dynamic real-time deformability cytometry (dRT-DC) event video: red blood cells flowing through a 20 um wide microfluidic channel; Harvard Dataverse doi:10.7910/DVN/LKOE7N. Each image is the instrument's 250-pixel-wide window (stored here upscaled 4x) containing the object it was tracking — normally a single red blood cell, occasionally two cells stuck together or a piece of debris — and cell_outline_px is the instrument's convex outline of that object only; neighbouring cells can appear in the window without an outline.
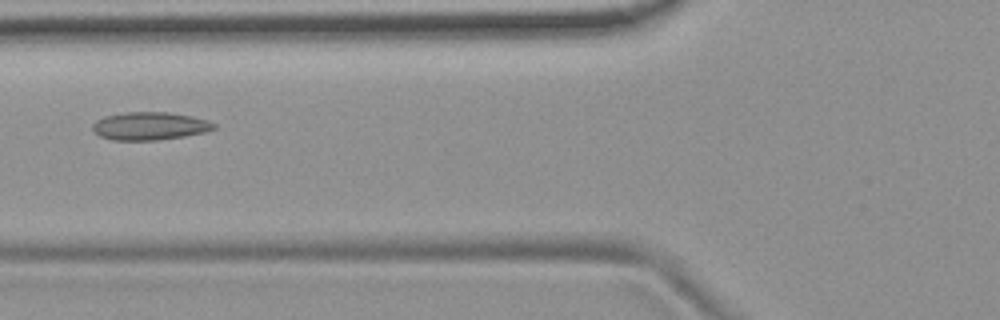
{"species": "common noctule bat (a hibernating species)", "species_latin": "Nyctalus noctula", "temperature_condition": "room temperature", "stored_images_in_passage": 9, "camera_frame_rate_fps": 3000, "um_per_image_px": 0.085, "animal": {"sex": "female", "body_mass_g": 19.9}, "frame": {"image": 1, "passage_image": 6, "time_ms": 6.667, "image_size_px": [1000, 320], "cell_outline_px": [[216, 128], [204, 132], [184, 136], [156, 140], [112, 140], [100, 136], [92, 128], [92, 124], [96, 120], [104, 116], [124, 112], [172, 112], [192, 116], [208, 120], [216, 124]], "centroid_in_image_um": [12.73, 10.7], "position_along_channel_um": 113.1, "area_um2": 19.83}}
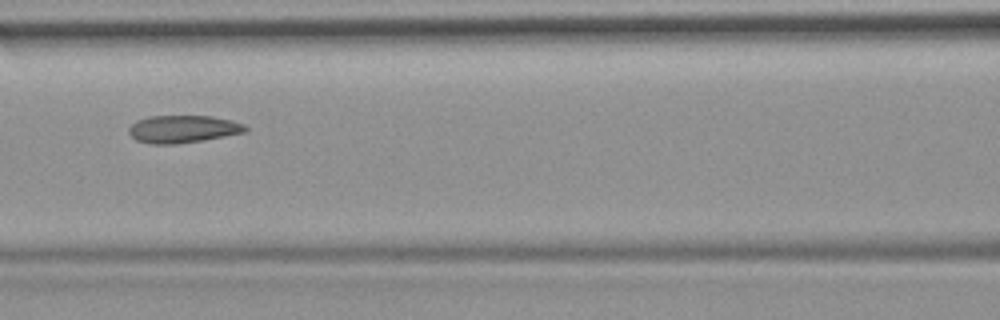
{"frame": {"image": 2, "passage_image": 7, "time_ms": 7.667, "image_size_px": [1000, 320], "cell_outline_px": [[248, 128], [244, 132], [204, 140], [176, 144], [148, 144], [136, 140], [128, 132], [128, 128], [136, 120], [148, 116], [212, 116], [232, 120], [244, 124]], "centroid_in_image_um": [15.52, 10.97], "position_along_channel_um": 151.1, "area_um2": 18.79}}
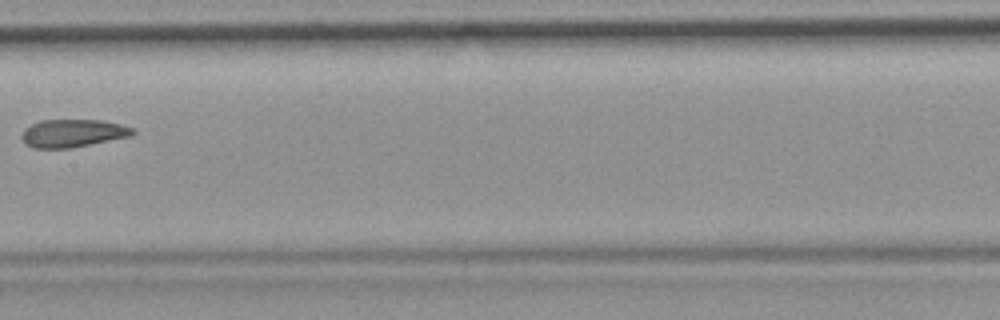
{"frame": {"image": 3, "passage_image": 8, "time_ms": 9.0, "image_size_px": [1000, 320], "cell_outline_px": [[136, 132], [132, 136], [68, 148], [32, 148], [24, 144], [20, 136], [24, 128], [40, 120], [100, 120], [120, 124], [132, 128]], "centroid_in_image_um": [6.14, 11.32], "position_along_channel_um": 201.3, "area_um2": 18.03}}